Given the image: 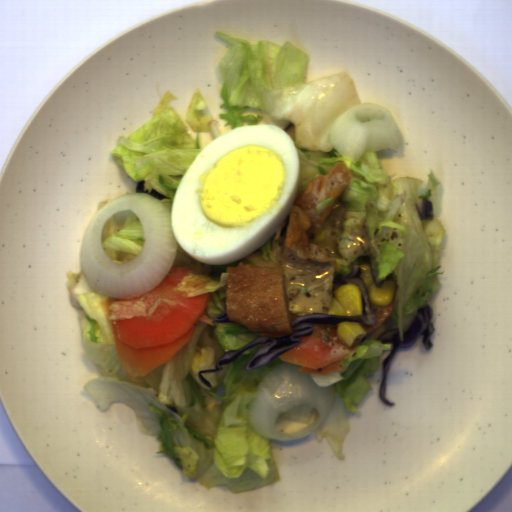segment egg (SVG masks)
I'll return each instance as SVG.
<instances>
[{"label": "egg", "instance_id": "obj_1", "mask_svg": "<svg viewBox=\"0 0 512 512\" xmlns=\"http://www.w3.org/2000/svg\"><path fill=\"white\" fill-rule=\"evenodd\" d=\"M301 169L292 136L274 124L234 127L184 170L170 207L178 247L200 263L247 258L282 226Z\"/></svg>", "mask_w": 512, "mask_h": 512}]
</instances>
